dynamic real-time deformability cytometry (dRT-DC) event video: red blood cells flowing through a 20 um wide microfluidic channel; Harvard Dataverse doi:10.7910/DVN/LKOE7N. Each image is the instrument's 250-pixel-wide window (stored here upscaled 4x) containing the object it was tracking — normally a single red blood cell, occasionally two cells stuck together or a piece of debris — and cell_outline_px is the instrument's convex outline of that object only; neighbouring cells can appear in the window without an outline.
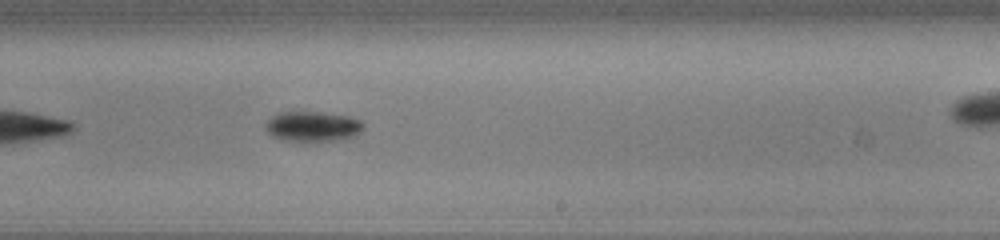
{"species": "common noctule bat (a hibernating species)", "species_latin": "Nyctalus noctula", "temperature_condition": "cold", "stored_images_in_passage": 40, "camera_frame_rate_fps": 3000, "um_per_image_px": 0.085, "animal": {"sex": "male", "body_mass_g": 13.0, "forearm_length_mm": 53.1}, "frame": {"image": 1, "passage_image": 18, "time_ms": 5.667, "image_size_px": [1000, 240], "cell_outline_px": [[364, 128], [360, 132], [352, 136], [340, 140], [284, 140], [272, 136], [264, 128], [264, 124], [272, 116], [280, 112], [292, 108], [348, 116], [360, 120], [364, 124]], "centroid_in_image_um": [26.52, 10.69], "position_along_channel_um": 262.5, "area_um2": 17.57}, "authors_computed_cell_mechanics": {"area_um2": 16.5308, "velocity_mm_per_s": 3.8308, "shape_relaxation_time_tau1_ms": 1.14, "shape_relaxation_time_tau2_ms": null, "deformation_change_tau1": 0.0949, "deformation_change_tau2": null}}